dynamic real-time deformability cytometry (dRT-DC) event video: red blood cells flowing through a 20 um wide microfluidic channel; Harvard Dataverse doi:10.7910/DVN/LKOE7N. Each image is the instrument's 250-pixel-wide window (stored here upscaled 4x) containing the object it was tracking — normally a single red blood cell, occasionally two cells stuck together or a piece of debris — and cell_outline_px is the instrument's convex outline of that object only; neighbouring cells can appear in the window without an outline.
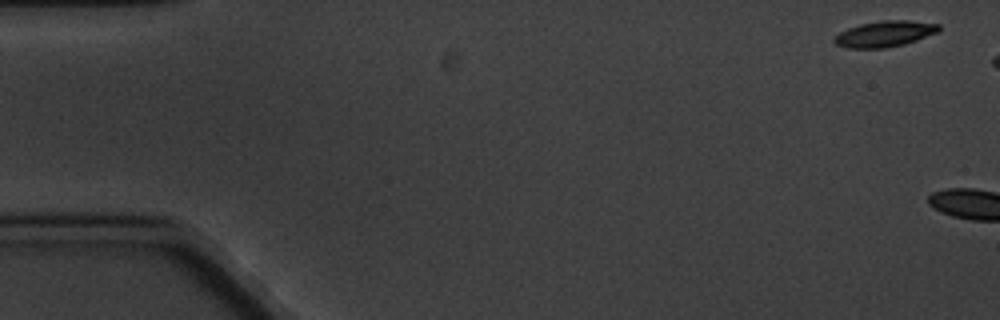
{"species": "common noctule bat (a hibernating species)", "species_latin": "Nyctalus noctula", "temperature_condition": "cold", "stored_images_in_passage": 8, "camera_frame_rate_fps": 3000, "um_per_image_px": 0.085, "animal": {"sex": "male", "body_mass_g": 20.1, "forearm_length_mm": 53.5}, "frame": {"image": 1, "passage_image": 1, "time_ms": 0.0, "image_size_px": [1000, 320], "cell_outline_px": [[940, 32], [904, 44], [884, 48], [848, 48], [836, 44], [832, 40], [840, 32], [848, 28], [860, 24], [880, 20], [908, 20], [940, 24]], "centroid_in_image_um": [75.23, 2.87], "position_along_channel_um": 9.8, "area_um2": 15.84}}
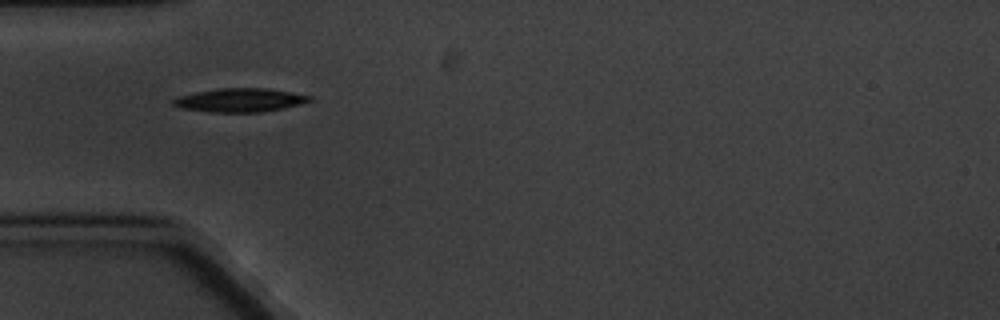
{"frame": {"image": 2, "passage_image": 7, "time_ms": 8.0, "image_size_px": [1000, 320], "cell_outline_px": [[312, 100], [300, 104], [284, 108], [260, 112], [208, 112], [184, 108], [172, 104], [172, 100], [180, 96], [196, 92], [220, 88], [268, 88], [292, 92], [312, 96]], "centroid_in_image_um": [20.43, 8.5], "position_along_channel_um": 64.6, "area_um2": 18.67}}